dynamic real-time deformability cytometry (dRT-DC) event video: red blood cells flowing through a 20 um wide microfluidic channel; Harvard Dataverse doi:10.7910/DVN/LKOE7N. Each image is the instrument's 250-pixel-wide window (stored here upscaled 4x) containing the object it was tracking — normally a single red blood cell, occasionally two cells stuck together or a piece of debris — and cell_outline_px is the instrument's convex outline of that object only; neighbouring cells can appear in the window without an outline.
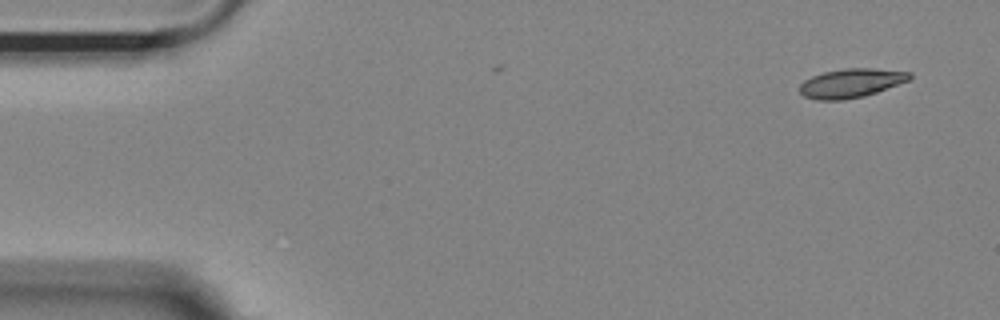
{"species": "Egyptian fruit bat (a non-hibernating species)", "species_latin": "Rousettus aegyptiacus", "temperature_condition": "room temperature", "stored_images_in_passage": 5, "camera_frame_rate_fps": 3000, "um_per_image_px": 0.085, "animal": {"sex": "female"}, "frame": {"image": 1, "passage_image": 1, "time_ms": 0.0, "image_size_px": [1000, 320], "cell_outline_px": [[912, 80], [864, 96], [844, 100], [816, 100], [804, 96], [800, 92], [800, 84], [804, 80], [812, 76], [824, 72], [844, 68], [872, 68], [912, 72]], "centroid_in_image_um": [72.37, 7.06], "position_along_channel_um": 12.6, "area_um2": 18.73}}